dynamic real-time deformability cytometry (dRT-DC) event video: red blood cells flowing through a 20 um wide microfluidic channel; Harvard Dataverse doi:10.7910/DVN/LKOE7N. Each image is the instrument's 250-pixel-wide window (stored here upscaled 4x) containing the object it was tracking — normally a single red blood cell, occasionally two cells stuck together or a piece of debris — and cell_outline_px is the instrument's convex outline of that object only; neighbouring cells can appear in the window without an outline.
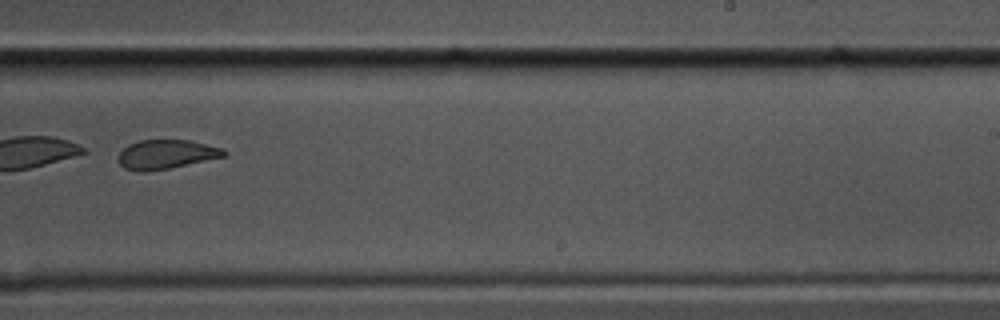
{"species": "common noctule bat (a hibernating species)", "species_latin": "Nyctalus noctula", "temperature_condition": "cold", "stored_images_in_passage": 39, "camera_frame_rate_fps": 3000, "um_per_image_px": 0.085, "animal": {"sex": "male", "body_mass_g": 17.5, "forearm_length_mm": 52.3}, "frame": {"image": 1, "passage_image": 21, "time_ms": 6.667, "image_size_px": [1000, 320], "cell_outline_px": [[228, 152], [224, 156], [168, 168], [144, 172], [140, 172], [124, 168], [116, 160], [120, 152], [128, 144], [140, 140], [192, 140], [224, 148]], "centroid_in_image_um": [14.11, 13.11], "position_along_channel_um": 274.9, "area_um2": 17.98}}